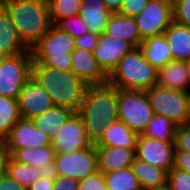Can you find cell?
<instances>
[{"instance_id":"cell-26","label":"cell","mask_w":190,"mask_h":190,"mask_svg":"<svg viewBox=\"0 0 190 190\" xmlns=\"http://www.w3.org/2000/svg\"><path fill=\"white\" fill-rule=\"evenodd\" d=\"M139 47L145 59L157 69L172 61V52L164 34L145 38Z\"/></svg>"},{"instance_id":"cell-29","label":"cell","mask_w":190,"mask_h":190,"mask_svg":"<svg viewBox=\"0 0 190 190\" xmlns=\"http://www.w3.org/2000/svg\"><path fill=\"white\" fill-rule=\"evenodd\" d=\"M177 124L162 115H154L142 136L163 142H175Z\"/></svg>"},{"instance_id":"cell-24","label":"cell","mask_w":190,"mask_h":190,"mask_svg":"<svg viewBox=\"0 0 190 190\" xmlns=\"http://www.w3.org/2000/svg\"><path fill=\"white\" fill-rule=\"evenodd\" d=\"M79 15L86 21L89 32L101 35L105 33L111 12L103 0H83Z\"/></svg>"},{"instance_id":"cell-13","label":"cell","mask_w":190,"mask_h":190,"mask_svg":"<svg viewBox=\"0 0 190 190\" xmlns=\"http://www.w3.org/2000/svg\"><path fill=\"white\" fill-rule=\"evenodd\" d=\"M92 145L88 139L84 122L75 112L63 125L55 137L51 139V146L56 153L75 152Z\"/></svg>"},{"instance_id":"cell-3","label":"cell","mask_w":190,"mask_h":190,"mask_svg":"<svg viewBox=\"0 0 190 190\" xmlns=\"http://www.w3.org/2000/svg\"><path fill=\"white\" fill-rule=\"evenodd\" d=\"M32 77L46 89L54 105L78 112L87 85L71 70L61 71L33 62Z\"/></svg>"},{"instance_id":"cell-47","label":"cell","mask_w":190,"mask_h":190,"mask_svg":"<svg viewBox=\"0 0 190 190\" xmlns=\"http://www.w3.org/2000/svg\"><path fill=\"white\" fill-rule=\"evenodd\" d=\"M148 1H155V2H173V0H148Z\"/></svg>"},{"instance_id":"cell-4","label":"cell","mask_w":190,"mask_h":190,"mask_svg":"<svg viewBox=\"0 0 190 190\" xmlns=\"http://www.w3.org/2000/svg\"><path fill=\"white\" fill-rule=\"evenodd\" d=\"M108 81L117 89L146 91L157 85L158 69L136 47L121 58L108 74Z\"/></svg>"},{"instance_id":"cell-23","label":"cell","mask_w":190,"mask_h":190,"mask_svg":"<svg viewBox=\"0 0 190 190\" xmlns=\"http://www.w3.org/2000/svg\"><path fill=\"white\" fill-rule=\"evenodd\" d=\"M164 36L170 46L172 60L190 62V26L172 21Z\"/></svg>"},{"instance_id":"cell-19","label":"cell","mask_w":190,"mask_h":190,"mask_svg":"<svg viewBox=\"0 0 190 190\" xmlns=\"http://www.w3.org/2000/svg\"><path fill=\"white\" fill-rule=\"evenodd\" d=\"M105 34L129 42L134 48L139 47L143 42L135 17H128L119 13H111L107 21Z\"/></svg>"},{"instance_id":"cell-48","label":"cell","mask_w":190,"mask_h":190,"mask_svg":"<svg viewBox=\"0 0 190 190\" xmlns=\"http://www.w3.org/2000/svg\"><path fill=\"white\" fill-rule=\"evenodd\" d=\"M188 93V98H189V106H190V89L187 91Z\"/></svg>"},{"instance_id":"cell-7","label":"cell","mask_w":190,"mask_h":190,"mask_svg":"<svg viewBox=\"0 0 190 190\" xmlns=\"http://www.w3.org/2000/svg\"><path fill=\"white\" fill-rule=\"evenodd\" d=\"M118 118L138 135H142L154 116L145 91L117 89Z\"/></svg>"},{"instance_id":"cell-33","label":"cell","mask_w":190,"mask_h":190,"mask_svg":"<svg viewBox=\"0 0 190 190\" xmlns=\"http://www.w3.org/2000/svg\"><path fill=\"white\" fill-rule=\"evenodd\" d=\"M55 25L61 30L69 33L74 38L80 37L89 32L86 21L80 15L61 19Z\"/></svg>"},{"instance_id":"cell-42","label":"cell","mask_w":190,"mask_h":190,"mask_svg":"<svg viewBox=\"0 0 190 190\" xmlns=\"http://www.w3.org/2000/svg\"><path fill=\"white\" fill-rule=\"evenodd\" d=\"M53 185L54 175L52 173H44L27 190H53Z\"/></svg>"},{"instance_id":"cell-2","label":"cell","mask_w":190,"mask_h":190,"mask_svg":"<svg viewBox=\"0 0 190 190\" xmlns=\"http://www.w3.org/2000/svg\"><path fill=\"white\" fill-rule=\"evenodd\" d=\"M24 45L31 49L52 26L48 0H0Z\"/></svg>"},{"instance_id":"cell-49","label":"cell","mask_w":190,"mask_h":190,"mask_svg":"<svg viewBox=\"0 0 190 190\" xmlns=\"http://www.w3.org/2000/svg\"><path fill=\"white\" fill-rule=\"evenodd\" d=\"M3 57H4V56L0 53V62H1V60H2Z\"/></svg>"},{"instance_id":"cell-43","label":"cell","mask_w":190,"mask_h":190,"mask_svg":"<svg viewBox=\"0 0 190 190\" xmlns=\"http://www.w3.org/2000/svg\"><path fill=\"white\" fill-rule=\"evenodd\" d=\"M0 190H26L22 185L6 174L0 180Z\"/></svg>"},{"instance_id":"cell-45","label":"cell","mask_w":190,"mask_h":190,"mask_svg":"<svg viewBox=\"0 0 190 190\" xmlns=\"http://www.w3.org/2000/svg\"><path fill=\"white\" fill-rule=\"evenodd\" d=\"M111 13H117L120 10L123 0H103Z\"/></svg>"},{"instance_id":"cell-12","label":"cell","mask_w":190,"mask_h":190,"mask_svg":"<svg viewBox=\"0 0 190 190\" xmlns=\"http://www.w3.org/2000/svg\"><path fill=\"white\" fill-rule=\"evenodd\" d=\"M175 142H163L138 136L135 156L141 161L160 167L167 173L173 168Z\"/></svg>"},{"instance_id":"cell-44","label":"cell","mask_w":190,"mask_h":190,"mask_svg":"<svg viewBox=\"0 0 190 190\" xmlns=\"http://www.w3.org/2000/svg\"><path fill=\"white\" fill-rule=\"evenodd\" d=\"M10 153L0 144V180L7 174V166Z\"/></svg>"},{"instance_id":"cell-25","label":"cell","mask_w":190,"mask_h":190,"mask_svg":"<svg viewBox=\"0 0 190 190\" xmlns=\"http://www.w3.org/2000/svg\"><path fill=\"white\" fill-rule=\"evenodd\" d=\"M74 113L69 108L54 105L31 120L39 130L52 139Z\"/></svg>"},{"instance_id":"cell-32","label":"cell","mask_w":190,"mask_h":190,"mask_svg":"<svg viewBox=\"0 0 190 190\" xmlns=\"http://www.w3.org/2000/svg\"><path fill=\"white\" fill-rule=\"evenodd\" d=\"M52 24L59 20L79 15L83 0H48Z\"/></svg>"},{"instance_id":"cell-28","label":"cell","mask_w":190,"mask_h":190,"mask_svg":"<svg viewBox=\"0 0 190 190\" xmlns=\"http://www.w3.org/2000/svg\"><path fill=\"white\" fill-rule=\"evenodd\" d=\"M21 118L18 100L0 95V144Z\"/></svg>"},{"instance_id":"cell-18","label":"cell","mask_w":190,"mask_h":190,"mask_svg":"<svg viewBox=\"0 0 190 190\" xmlns=\"http://www.w3.org/2000/svg\"><path fill=\"white\" fill-rule=\"evenodd\" d=\"M158 86L188 91L190 89V69L188 62L172 60L158 69Z\"/></svg>"},{"instance_id":"cell-37","label":"cell","mask_w":190,"mask_h":190,"mask_svg":"<svg viewBox=\"0 0 190 190\" xmlns=\"http://www.w3.org/2000/svg\"><path fill=\"white\" fill-rule=\"evenodd\" d=\"M175 150L190 152V123L177 126Z\"/></svg>"},{"instance_id":"cell-1","label":"cell","mask_w":190,"mask_h":190,"mask_svg":"<svg viewBox=\"0 0 190 190\" xmlns=\"http://www.w3.org/2000/svg\"><path fill=\"white\" fill-rule=\"evenodd\" d=\"M77 113L84 122L88 139L95 144L105 128L119 120L117 88L109 81L88 85Z\"/></svg>"},{"instance_id":"cell-30","label":"cell","mask_w":190,"mask_h":190,"mask_svg":"<svg viewBox=\"0 0 190 190\" xmlns=\"http://www.w3.org/2000/svg\"><path fill=\"white\" fill-rule=\"evenodd\" d=\"M7 174L27 190L44 172L36 166L19 163L10 156Z\"/></svg>"},{"instance_id":"cell-39","label":"cell","mask_w":190,"mask_h":190,"mask_svg":"<svg viewBox=\"0 0 190 190\" xmlns=\"http://www.w3.org/2000/svg\"><path fill=\"white\" fill-rule=\"evenodd\" d=\"M99 36L100 35L91 32L85 33L84 35L75 38V48L93 52L98 44Z\"/></svg>"},{"instance_id":"cell-35","label":"cell","mask_w":190,"mask_h":190,"mask_svg":"<svg viewBox=\"0 0 190 190\" xmlns=\"http://www.w3.org/2000/svg\"><path fill=\"white\" fill-rule=\"evenodd\" d=\"M173 21L190 26V0L173 1Z\"/></svg>"},{"instance_id":"cell-5","label":"cell","mask_w":190,"mask_h":190,"mask_svg":"<svg viewBox=\"0 0 190 190\" xmlns=\"http://www.w3.org/2000/svg\"><path fill=\"white\" fill-rule=\"evenodd\" d=\"M75 49V38L61 30L55 24L30 49L33 62L69 71L71 69V53Z\"/></svg>"},{"instance_id":"cell-46","label":"cell","mask_w":190,"mask_h":190,"mask_svg":"<svg viewBox=\"0 0 190 190\" xmlns=\"http://www.w3.org/2000/svg\"><path fill=\"white\" fill-rule=\"evenodd\" d=\"M156 190H173L172 188H170V186L168 184H166L165 186L159 188V189H156Z\"/></svg>"},{"instance_id":"cell-16","label":"cell","mask_w":190,"mask_h":190,"mask_svg":"<svg viewBox=\"0 0 190 190\" xmlns=\"http://www.w3.org/2000/svg\"><path fill=\"white\" fill-rule=\"evenodd\" d=\"M71 71L87 86L108 81V74L96 61L93 52L75 48L72 53Z\"/></svg>"},{"instance_id":"cell-11","label":"cell","mask_w":190,"mask_h":190,"mask_svg":"<svg viewBox=\"0 0 190 190\" xmlns=\"http://www.w3.org/2000/svg\"><path fill=\"white\" fill-rule=\"evenodd\" d=\"M2 145L10 153L25 147H47L51 138L39 130L31 119L21 118L11 129Z\"/></svg>"},{"instance_id":"cell-10","label":"cell","mask_w":190,"mask_h":190,"mask_svg":"<svg viewBox=\"0 0 190 190\" xmlns=\"http://www.w3.org/2000/svg\"><path fill=\"white\" fill-rule=\"evenodd\" d=\"M135 20L143 40L162 35L173 21V2L148 1Z\"/></svg>"},{"instance_id":"cell-14","label":"cell","mask_w":190,"mask_h":190,"mask_svg":"<svg viewBox=\"0 0 190 190\" xmlns=\"http://www.w3.org/2000/svg\"><path fill=\"white\" fill-rule=\"evenodd\" d=\"M17 100L23 119H32L54 106L46 89L33 77L23 85Z\"/></svg>"},{"instance_id":"cell-34","label":"cell","mask_w":190,"mask_h":190,"mask_svg":"<svg viewBox=\"0 0 190 190\" xmlns=\"http://www.w3.org/2000/svg\"><path fill=\"white\" fill-rule=\"evenodd\" d=\"M167 184L173 190H190V173L172 168L167 173Z\"/></svg>"},{"instance_id":"cell-27","label":"cell","mask_w":190,"mask_h":190,"mask_svg":"<svg viewBox=\"0 0 190 190\" xmlns=\"http://www.w3.org/2000/svg\"><path fill=\"white\" fill-rule=\"evenodd\" d=\"M131 169L137 176L142 190H156L167 184V172L160 167L135 157Z\"/></svg>"},{"instance_id":"cell-20","label":"cell","mask_w":190,"mask_h":190,"mask_svg":"<svg viewBox=\"0 0 190 190\" xmlns=\"http://www.w3.org/2000/svg\"><path fill=\"white\" fill-rule=\"evenodd\" d=\"M23 52H31V50L21 41L9 14L0 5V53L5 57Z\"/></svg>"},{"instance_id":"cell-9","label":"cell","mask_w":190,"mask_h":190,"mask_svg":"<svg viewBox=\"0 0 190 190\" xmlns=\"http://www.w3.org/2000/svg\"><path fill=\"white\" fill-rule=\"evenodd\" d=\"M97 171V153L92 144L75 152L56 153L52 174L80 181Z\"/></svg>"},{"instance_id":"cell-22","label":"cell","mask_w":190,"mask_h":190,"mask_svg":"<svg viewBox=\"0 0 190 190\" xmlns=\"http://www.w3.org/2000/svg\"><path fill=\"white\" fill-rule=\"evenodd\" d=\"M56 151L50 145L47 147H25L16 149L11 157L19 163L40 168L44 173H52Z\"/></svg>"},{"instance_id":"cell-17","label":"cell","mask_w":190,"mask_h":190,"mask_svg":"<svg viewBox=\"0 0 190 190\" xmlns=\"http://www.w3.org/2000/svg\"><path fill=\"white\" fill-rule=\"evenodd\" d=\"M97 153L98 171L102 173L114 172L131 167L136 149L124 147L95 146Z\"/></svg>"},{"instance_id":"cell-8","label":"cell","mask_w":190,"mask_h":190,"mask_svg":"<svg viewBox=\"0 0 190 190\" xmlns=\"http://www.w3.org/2000/svg\"><path fill=\"white\" fill-rule=\"evenodd\" d=\"M32 53L5 56L0 62V95L18 99L23 85L32 77Z\"/></svg>"},{"instance_id":"cell-15","label":"cell","mask_w":190,"mask_h":190,"mask_svg":"<svg viewBox=\"0 0 190 190\" xmlns=\"http://www.w3.org/2000/svg\"><path fill=\"white\" fill-rule=\"evenodd\" d=\"M133 48L129 42L103 33L99 36L93 55L101 68L109 74L121 58Z\"/></svg>"},{"instance_id":"cell-6","label":"cell","mask_w":190,"mask_h":190,"mask_svg":"<svg viewBox=\"0 0 190 190\" xmlns=\"http://www.w3.org/2000/svg\"><path fill=\"white\" fill-rule=\"evenodd\" d=\"M154 115H162L177 125L190 123L188 93L155 85L145 91Z\"/></svg>"},{"instance_id":"cell-21","label":"cell","mask_w":190,"mask_h":190,"mask_svg":"<svg viewBox=\"0 0 190 190\" xmlns=\"http://www.w3.org/2000/svg\"><path fill=\"white\" fill-rule=\"evenodd\" d=\"M138 136L124 122L118 120L105 128L103 135L94 145L136 149Z\"/></svg>"},{"instance_id":"cell-41","label":"cell","mask_w":190,"mask_h":190,"mask_svg":"<svg viewBox=\"0 0 190 190\" xmlns=\"http://www.w3.org/2000/svg\"><path fill=\"white\" fill-rule=\"evenodd\" d=\"M173 168L190 173V152L175 150Z\"/></svg>"},{"instance_id":"cell-40","label":"cell","mask_w":190,"mask_h":190,"mask_svg":"<svg viewBox=\"0 0 190 190\" xmlns=\"http://www.w3.org/2000/svg\"><path fill=\"white\" fill-rule=\"evenodd\" d=\"M79 180L71 177L54 175L53 190H78Z\"/></svg>"},{"instance_id":"cell-31","label":"cell","mask_w":190,"mask_h":190,"mask_svg":"<svg viewBox=\"0 0 190 190\" xmlns=\"http://www.w3.org/2000/svg\"><path fill=\"white\" fill-rule=\"evenodd\" d=\"M103 174L108 190H142L131 167Z\"/></svg>"},{"instance_id":"cell-38","label":"cell","mask_w":190,"mask_h":190,"mask_svg":"<svg viewBox=\"0 0 190 190\" xmlns=\"http://www.w3.org/2000/svg\"><path fill=\"white\" fill-rule=\"evenodd\" d=\"M148 0H123L117 12L128 17H136L146 7Z\"/></svg>"},{"instance_id":"cell-36","label":"cell","mask_w":190,"mask_h":190,"mask_svg":"<svg viewBox=\"0 0 190 190\" xmlns=\"http://www.w3.org/2000/svg\"><path fill=\"white\" fill-rule=\"evenodd\" d=\"M78 190H108L104 179V174L97 171L93 175L86 176L79 181Z\"/></svg>"}]
</instances>
